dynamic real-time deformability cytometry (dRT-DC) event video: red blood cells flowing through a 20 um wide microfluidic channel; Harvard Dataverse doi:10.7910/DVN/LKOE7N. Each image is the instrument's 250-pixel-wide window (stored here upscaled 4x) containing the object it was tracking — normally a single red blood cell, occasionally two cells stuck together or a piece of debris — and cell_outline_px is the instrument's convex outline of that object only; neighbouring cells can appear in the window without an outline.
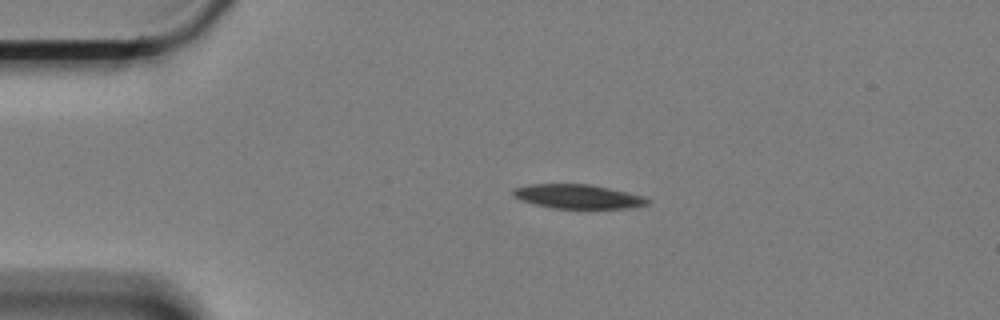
{"species": "Egyptian fruit bat (a non-hibernating species)", "species_latin": "Rousettus aegyptiacus", "temperature_condition": "cold", "stored_images_in_passage": 48, "camera_frame_rate_fps": 3000, "um_per_image_px": 0.085, "animal": {"sex": "female"}, "frame": {"image": 1, "passage_image": 1, "time_ms": 0.0, "image_size_px": [1000, 320], "cell_outline_px": [[648, 204], [628, 208], [552, 208], [520, 200], [512, 196], [512, 188], [532, 184], [588, 184], [608, 188], [644, 196], [648, 200]], "centroid_in_image_um": [49.06, 16.7], "position_along_channel_um": 35.9, "area_um2": 18.73}}
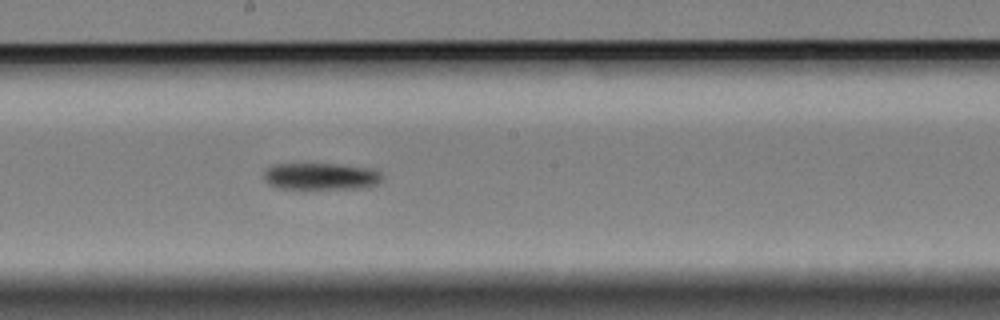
{"frame": {"image": 2, "passage_image": 21, "time_ms": 6.667, "image_size_px": [1000, 320], "cell_outline_px": [[380, 180], [376, 184], [368, 188], [276, 188], [268, 184], [264, 180], [264, 172], [272, 164], [336, 164], [372, 168], [380, 172]], "centroid_in_image_um": [27.25, 14.98], "position_along_channel_um": 220.9, "area_um2": 18.44}}
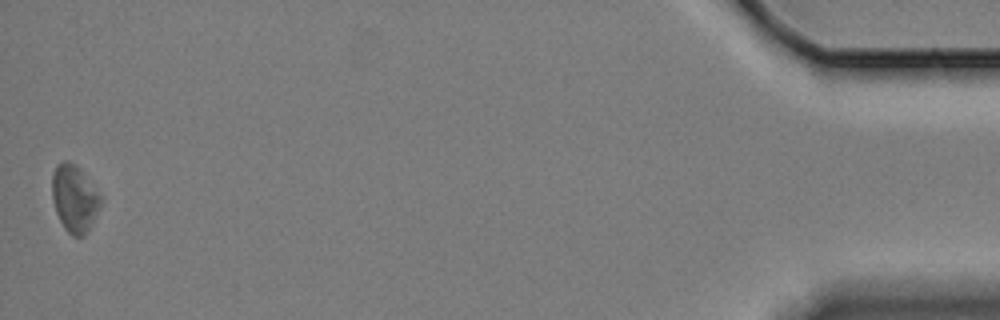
{"frame": {"image": 3, "passage_image": 48, "time_ms": 15.667, "image_size_px": [1000, 320], "cell_outline_px": [[100, 204], [84, 236], [72, 236], [64, 228], [56, 212], [52, 200], [52, 172], [56, 164], [64, 160], [68, 160], [76, 164], [80, 168], [100, 196]], "centroid_in_image_um": [6.27, 16.82], "position_along_channel_um": 428.9, "area_um2": 18.67}, "authors_computed_cell_mechanics": {"area_um2": 18.9584, "velocity_mm_per_s": 3.3034, "shape_relaxation_time_tau1_ms": 1.8849, "shape_relaxation_time_tau2_ms": null, "deformation_change_tau1": 0.0873, "deformation_change_tau2": null}}